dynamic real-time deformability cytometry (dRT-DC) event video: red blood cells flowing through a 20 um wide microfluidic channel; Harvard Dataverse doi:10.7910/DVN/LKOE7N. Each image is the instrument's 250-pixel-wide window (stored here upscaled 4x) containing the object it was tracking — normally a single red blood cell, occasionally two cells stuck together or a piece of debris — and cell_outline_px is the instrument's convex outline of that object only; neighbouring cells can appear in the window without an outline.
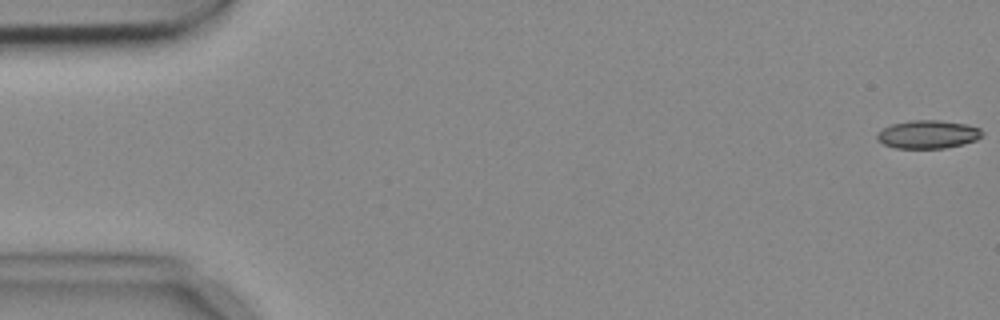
{"species": "common noctule bat (a hibernating species)", "species_latin": "Nyctalus noctula", "temperature_condition": "cold", "stored_images_in_passage": 7, "camera_frame_rate_fps": 3000, "um_per_image_px": 0.085, "animal": {"sex": "female", "body_mass_g": 18.4}, "frame": {"image": 1, "passage_image": 1, "time_ms": 0.0, "image_size_px": [1000, 320], "cell_outline_px": [[984, 136], [976, 140], [964, 144], [944, 148], [896, 148], [884, 144], [876, 140], [876, 132], [892, 124], [912, 120], [940, 120], [968, 124], [980, 128], [984, 132]], "centroid_in_image_um": [78.9, 11.42], "position_along_channel_um": 6.1, "area_um2": 17.51}}
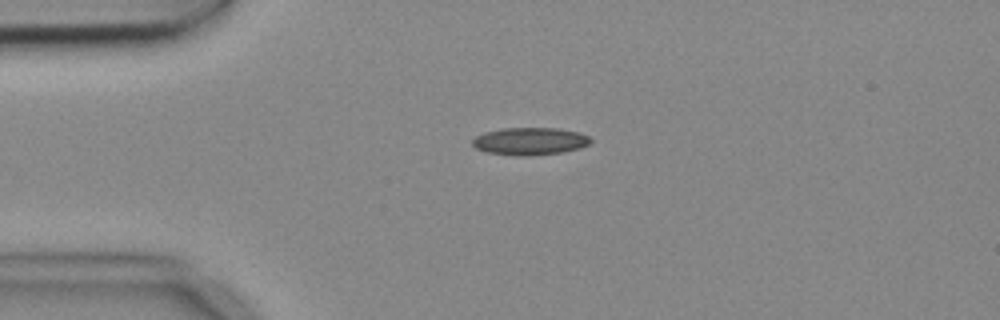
{"frame": {"image": 2, "passage_image": 4, "time_ms": 1.0, "image_size_px": [1000, 320], "cell_outline_px": [[592, 140], [588, 144], [580, 148], [564, 152], [532, 156], [516, 156], [484, 152], [476, 148], [472, 144], [472, 140], [476, 136], [484, 132], [504, 128], [556, 128], [580, 132], [588, 136]], "centroid_in_image_um": [45.04, 12.01], "position_along_channel_um": 40.0, "area_um2": 19.13}}
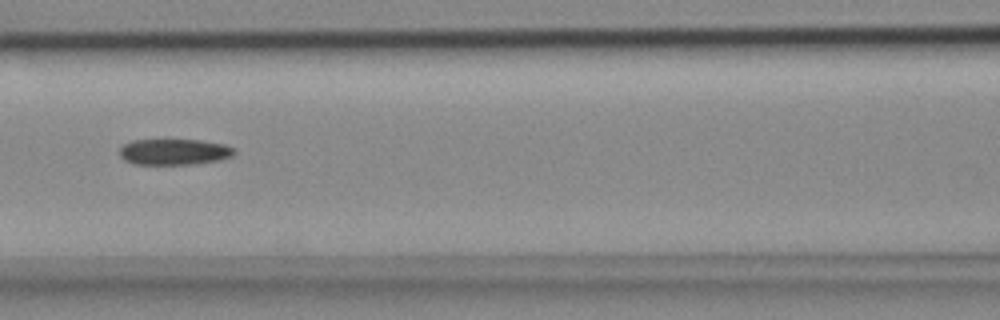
{"frame": {"image": 3, "passage_image": 7, "time_ms": 2.0, "image_size_px": [1000, 320], "cell_outline_px": [[236, 152], [232, 156], [216, 160], [192, 164], [136, 164], [124, 160], [120, 156], [120, 148], [124, 144], [132, 140], [200, 140], [224, 144], [232, 148]], "centroid_in_image_um": [14.77, 12.9], "position_along_channel_um": 151.8, "area_um2": 17.17}}